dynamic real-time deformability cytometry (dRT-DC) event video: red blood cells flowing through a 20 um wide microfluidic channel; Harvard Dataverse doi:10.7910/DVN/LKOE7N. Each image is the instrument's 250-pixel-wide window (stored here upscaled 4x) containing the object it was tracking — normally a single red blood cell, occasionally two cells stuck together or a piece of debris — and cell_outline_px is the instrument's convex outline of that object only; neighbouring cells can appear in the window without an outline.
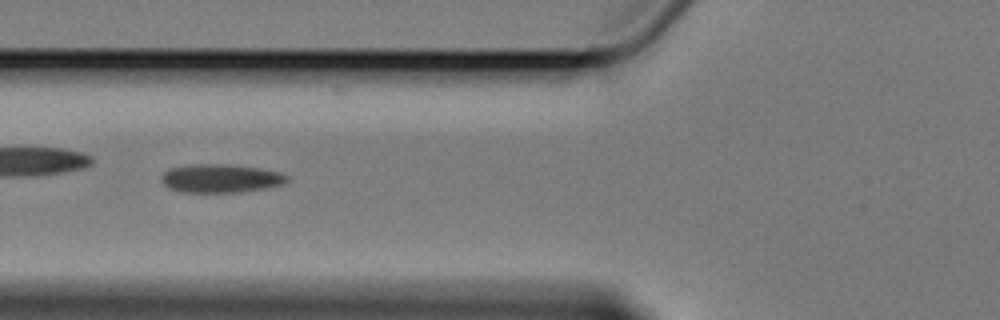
{"species": "Egyptian fruit bat (a non-hibernating species)", "species_latin": "Rousettus aegyptiacus", "temperature_condition": "cold", "stored_images_in_passage": 7, "camera_frame_rate_fps": 3000, "um_per_image_px": 0.085, "animal": {"sex": "female"}, "frame": {"image": 1, "passage_image": 7, "time_ms": 7.667, "image_size_px": [1000, 320], "cell_outline_px": [[288, 180], [280, 184], [264, 188], [240, 192], [180, 192], [168, 188], [160, 180], [160, 176], [168, 168], [192, 164], [228, 164], [260, 168], [280, 172], [288, 176]], "centroid_in_image_um": [18.69, 15.15], "position_along_channel_um": 107.1, "area_um2": 20.92}}